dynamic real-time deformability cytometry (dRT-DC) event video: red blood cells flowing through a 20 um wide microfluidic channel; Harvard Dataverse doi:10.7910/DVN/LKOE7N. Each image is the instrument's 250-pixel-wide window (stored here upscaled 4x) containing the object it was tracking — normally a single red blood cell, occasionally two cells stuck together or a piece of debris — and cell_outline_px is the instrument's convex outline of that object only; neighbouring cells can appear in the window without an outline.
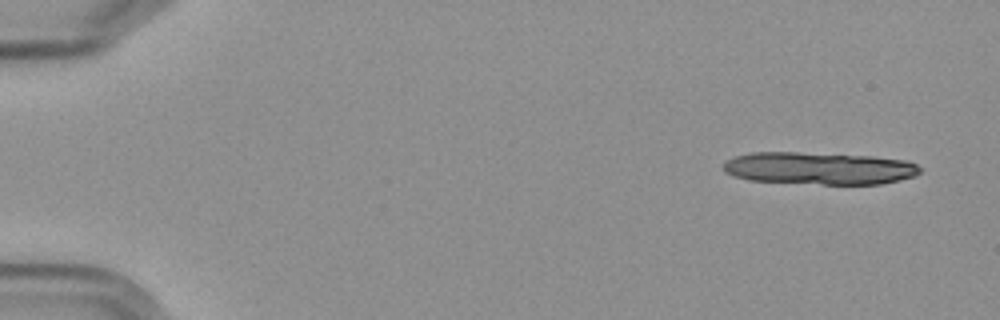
{"species": "Egyptian fruit bat (a non-hibernating species)", "species_latin": "Rousettus aegyptiacus", "temperature_condition": "cold", "stored_images_in_passage": 6, "camera_frame_rate_fps": 3000, "um_per_image_px": 0.085, "frame": {"image": 1, "passage_image": 1, "time_ms": 0.0, "image_size_px": [1000, 320], "cell_outline_px": [[920, 172], [916, 176], [900, 180], [880, 184], [820, 184], [748, 180], [732, 176], [724, 172], [724, 160], [736, 156], [752, 152], [800, 152], [872, 156], [908, 160], [916, 164], [920, 168]], "centroid_in_image_um": [69.63, 14.3], "position_along_channel_um": 15.4, "area_um2": 37.4}}
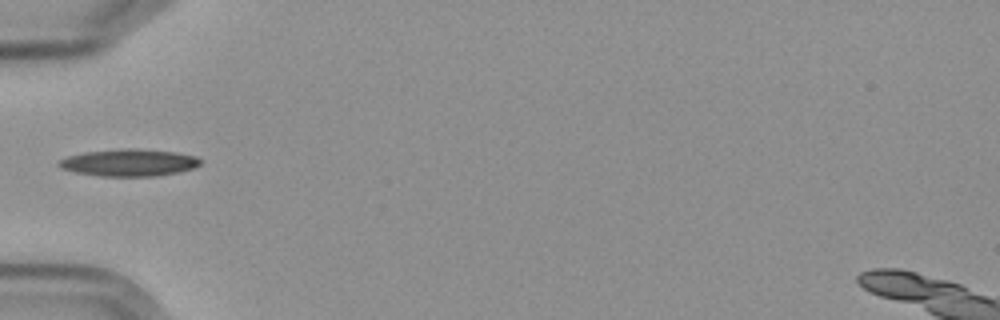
{"frame": {"image": 2, "passage_image": 6, "time_ms": 5.667, "image_size_px": [1000, 320], "cell_outline_px": [[200, 164], [192, 168], [160, 176], [100, 176], [76, 172], [60, 168], [56, 164], [60, 160], [68, 156], [84, 152], [124, 148], [136, 148], [176, 152], [196, 156], [200, 160]], "centroid_in_image_um": [10.95, 13.82], "position_along_channel_um": 74.1, "area_um2": 22.31}}